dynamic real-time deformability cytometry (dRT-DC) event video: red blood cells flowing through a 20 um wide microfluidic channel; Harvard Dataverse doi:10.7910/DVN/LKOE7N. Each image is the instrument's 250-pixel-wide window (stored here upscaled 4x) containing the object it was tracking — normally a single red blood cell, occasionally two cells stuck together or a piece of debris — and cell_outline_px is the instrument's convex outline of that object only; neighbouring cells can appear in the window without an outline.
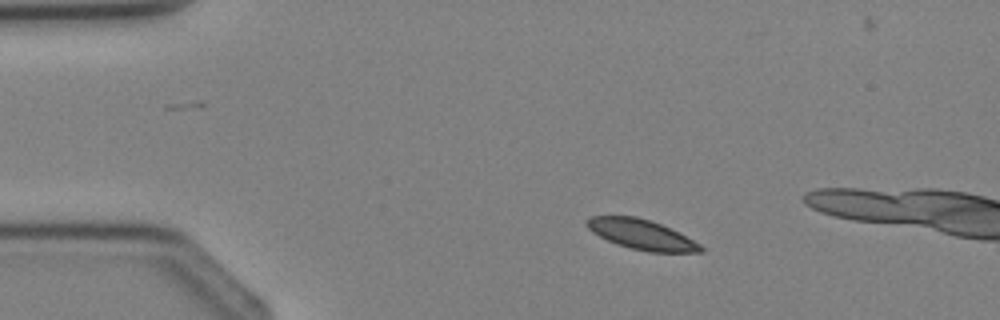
{"species": "Egyptian fruit bat (a non-hibernating species)", "species_latin": "Rousettus aegyptiacus", "temperature_condition": "cold", "stored_images_in_passage": 3, "camera_frame_rate_fps": 3000, "um_per_image_px": 0.085, "animal": {"sex": "female"}, "frame": {"image": 1, "passage_image": 2, "time_ms": 1.333, "image_size_px": [1000, 320], "cell_outline_px": [[704, 252], [648, 252], [616, 244], [592, 232], [588, 228], [584, 220], [588, 216], [636, 216], [660, 224], [700, 244], [704, 248]], "centroid_in_image_um": [54.48, 19.93], "position_along_channel_um": 30.5, "area_um2": 19.59}}